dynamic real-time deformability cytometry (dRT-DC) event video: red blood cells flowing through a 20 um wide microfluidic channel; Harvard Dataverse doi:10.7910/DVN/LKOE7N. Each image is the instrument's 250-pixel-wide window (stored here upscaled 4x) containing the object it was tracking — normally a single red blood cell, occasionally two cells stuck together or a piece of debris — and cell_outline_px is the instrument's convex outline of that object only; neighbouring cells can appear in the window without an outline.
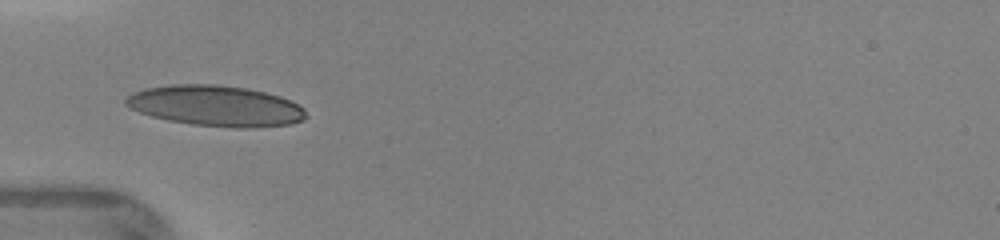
{"species": "human", "species_latin": "Homo sapiens", "temperature_condition": "warm", "stored_images_in_passage": 46, "camera_frame_rate_fps": 3000, "um_per_image_px": 0.085, "donor": {"sex": "female"}, "frame": {"image": 1, "passage_image": 1, "time_ms": 0.0, "image_size_px": [1000, 240], "cell_outline_px": [[308, 116], [304, 120], [292, 124], [256, 128], [236, 128], [192, 124], [168, 120], [152, 116], [140, 112], [124, 104], [124, 100], [132, 92], [144, 88], [172, 84], [216, 84], [248, 88], [280, 96], [304, 108]], "centroid_in_image_um": [18.36, 9.0], "position_along_channel_um": 66.6, "area_um2": 42.95}}
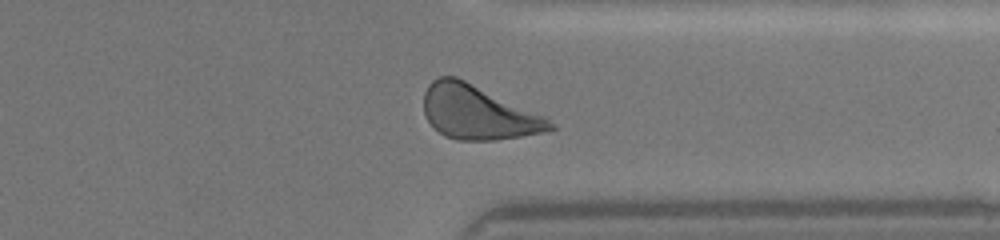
{"frame": {"image": 2, "passage_image": 34, "time_ms": 7.0, "image_size_px": [1000, 240], "cell_outline_px": [[556, 128], [544, 132], [496, 140], [456, 140], [444, 136], [428, 120], [424, 112], [424, 92], [428, 84], [432, 80], [440, 76], [456, 76], [544, 116], [556, 124]], "centroid_in_image_um": [40.61, 9.56], "position_along_channel_um": 370.8, "area_um2": 39.36}}
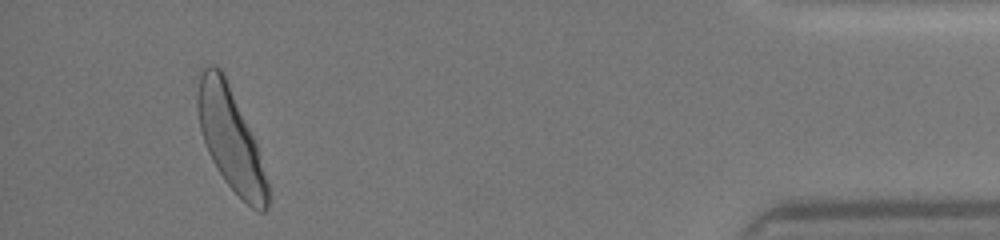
{"frame": {"image": 3, "passage_image": 41, "time_ms": 9.333, "image_size_px": [1000, 240], "cell_outline_px": [[268, 208], [264, 212], [260, 212], [252, 208], [224, 180], [216, 168], [208, 152], [200, 128], [196, 108], [196, 76], [208, 64], [216, 64], [224, 72], [256, 144], [268, 184]], "centroid_in_image_um": [19.54, 11.73], "position_along_channel_um": 415.7, "area_um2": 41.5}}